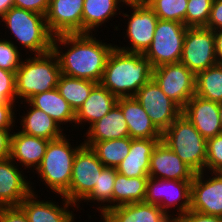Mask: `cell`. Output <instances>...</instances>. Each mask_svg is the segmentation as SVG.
<instances>
[{"label": "cell", "mask_w": 222, "mask_h": 222, "mask_svg": "<svg viewBox=\"0 0 222 222\" xmlns=\"http://www.w3.org/2000/svg\"><path fill=\"white\" fill-rule=\"evenodd\" d=\"M126 2L127 0H84L82 34L92 33L96 27L102 26L108 19L117 15L120 6H123Z\"/></svg>", "instance_id": "83f0119b"}, {"label": "cell", "mask_w": 222, "mask_h": 222, "mask_svg": "<svg viewBox=\"0 0 222 222\" xmlns=\"http://www.w3.org/2000/svg\"><path fill=\"white\" fill-rule=\"evenodd\" d=\"M14 102L0 103V129H12L16 116ZM15 117V118H14Z\"/></svg>", "instance_id": "60d3db41"}, {"label": "cell", "mask_w": 222, "mask_h": 222, "mask_svg": "<svg viewBox=\"0 0 222 222\" xmlns=\"http://www.w3.org/2000/svg\"><path fill=\"white\" fill-rule=\"evenodd\" d=\"M148 178H128L117 172L113 190V208L125 204L144 202Z\"/></svg>", "instance_id": "f1b7e54d"}, {"label": "cell", "mask_w": 222, "mask_h": 222, "mask_svg": "<svg viewBox=\"0 0 222 222\" xmlns=\"http://www.w3.org/2000/svg\"><path fill=\"white\" fill-rule=\"evenodd\" d=\"M155 127L163 133L182 113V109L151 79L134 95Z\"/></svg>", "instance_id": "4fadbf2b"}, {"label": "cell", "mask_w": 222, "mask_h": 222, "mask_svg": "<svg viewBox=\"0 0 222 222\" xmlns=\"http://www.w3.org/2000/svg\"><path fill=\"white\" fill-rule=\"evenodd\" d=\"M131 138L112 139L93 143L90 148L95 152L99 161L110 168H117L130 151Z\"/></svg>", "instance_id": "4dcf8cb0"}, {"label": "cell", "mask_w": 222, "mask_h": 222, "mask_svg": "<svg viewBox=\"0 0 222 222\" xmlns=\"http://www.w3.org/2000/svg\"><path fill=\"white\" fill-rule=\"evenodd\" d=\"M17 167L10 157L0 160V207L19 206L34 189Z\"/></svg>", "instance_id": "e0dca14e"}, {"label": "cell", "mask_w": 222, "mask_h": 222, "mask_svg": "<svg viewBox=\"0 0 222 222\" xmlns=\"http://www.w3.org/2000/svg\"><path fill=\"white\" fill-rule=\"evenodd\" d=\"M195 174L167 145L157 143L150 157L149 177L192 181Z\"/></svg>", "instance_id": "2e32d148"}, {"label": "cell", "mask_w": 222, "mask_h": 222, "mask_svg": "<svg viewBox=\"0 0 222 222\" xmlns=\"http://www.w3.org/2000/svg\"><path fill=\"white\" fill-rule=\"evenodd\" d=\"M205 27L212 31L222 29V0H213L209 20Z\"/></svg>", "instance_id": "7bdbcfd3"}, {"label": "cell", "mask_w": 222, "mask_h": 222, "mask_svg": "<svg viewBox=\"0 0 222 222\" xmlns=\"http://www.w3.org/2000/svg\"><path fill=\"white\" fill-rule=\"evenodd\" d=\"M191 182L149 177L144 202L157 205L170 217L168 210L172 207H177L176 216L184 214L190 210Z\"/></svg>", "instance_id": "9c48e42d"}, {"label": "cell", "mask_w": 222, "mask_h": 222, "mask_svg": "<svg viewBox=\"0 0 222 222\" xmlns=\"http://www.w3.org/2000/svg\"><path fill=\"white\" fill-rule=\"evenodd\" d=\"M36 195L33 190L19 205L26 214L29 222H75L74 213L69 208L71 206L74 208L76 205L68 201L65 197L61 196L62 199L64 198V202L62 201L63 206H59L57 205L58 202H52L51 200L39 201Z\"/></svg>", "instance_id": "d6986e66"}, {"label": "cell", "mask_w": 222, "mask_h": 222, "mask_svg": "<svg viewBox=\"0 0 222 222\" xmlns=\"http://www.w3.org/2000/svg\"><path fill=\"white\" fill-rule=\"evenodd\" d=\"M14 6L45 15L48 12L50 0H13Z\"/></svg>", "instance_id": "f35d334b"}, {"label": "cell", "mask_w": 222, "mask_h": 222, "mask_svg": "<svg viewBox=\"0 0 222 222\" xmlns=\"http://www.w3.org/2000/svg\"><path fill=\"white\" fill-rule=\"evenodd\" d=\"M20 54L17 45L13 41L0 38V68L16 71L23 59Z\"/></svg>", "instance_id": "d590c367"}, {"label": "cell", "mask_w": 222, "mask_h": 222, "mask_svg": "<svg viewBox=\"0 0 222 222\" xmlns=\"http://www.w3.org/2000/svg\"><path fill=\"white\" fill-rule=\"evenodd\" d=\"M186 30L187 27L178 21L158 20L153 40L143 53L153 69L180 62Z\"/></svg>", "instance_id": "52a82bcc"}, {"label": "cell", "mask_w": 222, "mask_h": 222, "mask_svg": "<svg viewBox=\"0 0 222 222\" xmlns=\"http://www.w3.org/2000/svg\"><path fill=\"white\" fill-rule=\"evenodd\" d=\"M158 19L178 21L185 25L188 0H144Z\"/></svg>", "instance_id": "836d02e7"}, {"label": "cell", "mask_w": 222, "mask_h": 222, "mask_svg": "<svg viewBox=\"0 0 222 222\" xmlns=\"http://www.w3.org/2000/svg\"><path fill=\"white\" fill-rule=\"evenodd\" d=\"M204 173H196L191 182L190 210L222 217V172H210L213 177L206 179Z\"/></svg>", "instance_id": "5bb4252c"}, {"label": "cell", "mask_w": 222, "mask_h": 222, "mask_svg": "<svg viewBox=\"0 0 222 222\" xmlns=\"http://www.w3.org/2000/svg\"><path fill=\"white\" fill-rule=\"evenodd\" d=\"M195 173L205 171L207 140L182 113L162 133V140Z\"/></svg>", "instance_id": "277c9868"}, {"label": "cell", "mask_w": 222, "mask_h": 222, "mask_svg": "<svg viewBox=\"0 0 222 222\" xmlns=\"http://www.w3.org/2000/svg\"><path fill=\"white\" fill-rule=\"evenodd\" d=\"M173 222H222V217L204 215L192 210L173 217Z\"/></svg>", "instance_id": "b9f144b4"}, {"label": "cell", "mask_w": 222, "mask_h": 222, "mask_svg": "<svg viewBox=\"0 0 222 222\" xmlns=\"http://www.w3.org/2000/svg\"><path fill=\"white\" fill-rule=\"evenodd\" d=\"M180 62L194 75L216 65L214 31L206 27H187Z\"/></svg>", "instance_id": "30bf717a"}, {"label": "cell", "mask_w": 222, "mask_h": 222, "mask_svg": "<svg viewBox=\"0 0 222 222\" xmlns=\"http://www.w3.org/2000/svg\"><path fill=\"white\" fill-rule=\"evenodd\" d=\"M116 175H117L116 168L105 167L102 170L101 175L99 176V179L97 181V184L94 186L93 190L83 199L85 200L84 202L92 201V202L101 203L100 207L96 208L97 210H99L98 212L101 211V216L107 210L113 208V190H114ZM105 202L107 203L104 204Z\"/></svg>", "instance_id": "d6a6232c"}, {"label": "cell", "mask_w": 222, "mask_h": 222, "mask_svg": "<svg viewBox=\"0 0 222 222\" xmlns=\"http://www.w3.org/2000/svg\"><path fill=\"white\" fill-rule=\"evenodd\" d=\"M28 102L35 108L44 111L60 126L63 123H75V112L70 104L60 95L57 88L38 93Z\"/></svg>", "instance_id": "4316f807"}, {"label": "cell", "mask_w": 222, "mask_h": 222, "mask_svg": "<svg viewBox=\"0 0 222 222\" xmlns=\"http://www.w3.org/2000/svg\"><path fill=\"white\" fill-rule=\"evenodd\" d=\"M15 72L0 68V103L17 101Z\"/></svg>", "instance_id": "74e56055"}, {"label": "cell", "mask_w": 222, "mask_h": 222, "mask_svg": "<svg viewBox=\"0 0 222 222\" xmlns=\"http://www.w3.org/2000/svg\"><path fill=\"white\" fill-rule=\"evenodd\" d=\"M222 172V134L207 140L205 171Z\"/></svg>", "instance_id": "8d00e7d4"}, {"label": "cell", "mask_w": 222, "mask_h": 222, "mask_svg": "<svg viewBox=\"0 0 222 222\" xmlns=\"http://www.w3.org/2000/svg\"><path fill=\"white\" fill-rule=\"evenodd\" d=\"M49 140L31 136L21 131L11 135L10 158L26 168H36L40 165Z\"/></svg>", "instance_id": "7402d4cb"}, {"label": "cell", "mask_w": 222, "mask_h": 222, "mask_svg": "<svg viewBox=\"0 0 222 222\" xmlns=\"http://www.w3.org/2000/svg\"><path fill=\"white\" fill-rule=\"evenodd\" d=\"M195 95L213 102H222L221 65L216 64L196 75Z\"/></svg>", "instance_id": "1f68e13d"}, {"label": "cell", "mask_w": 222, "mask_h": 222, "mask_svg": "<svg viewBox=\"0 0 222 222\" xmlns=\"http://www.w3.org/2000/svg\"><path fill=\"white\" fill-rule=\"evenodd\" d=\"M86 131L87 139L83 144L89 147L95 142L129 137L127 122L118 104Z\"/></svg>", "instance_id": "cb8c5ba5"}, {"label": "cell", "mask_w": 222, "mask_h": 222, "mask_svg": "<svg viewBox=\"0 0 222 222\" xmlns=\"http://www.w3.org/2000/svg\"><path fill=\"white\" fill-rule=\"evenodd\" d=\"M0 19L12 32L20 45L35 54L52 50L53 35L50 33L45 15L13 6ZM19 40V41H18Z\"/></svg>", "instance_id": "8992f818"}, {"label": "cell", "mask_w": 222, "mask_h": 222, "mask_svg": "<svg viewBox=\"0 0 222 222\" xmlns=\"http://www.w3.org/2000/svg\"><path fill=\"white\" fill-rule=\"evenodd\" d=\"M117 104L125 117L131 139H162V133L135 97H120Z\"/></svg>", "instance_id": "ffe728a7"}, {"label": "cell", "mask_w": 222, "mask_h": 222, "mask_svg": "<svg viewBox=\"0 0 222 222\" xmlns=\"http://www.w3.org/2000/svg\"><path fill=\"white\" fill-rule=\"evenodd\" d=\"M162 139H132L130 151L116 168L128 178L149 177L150 157L153 149Z\"/></svg>", "instance_id": "603a6c76"}, {"label": "cell", "mask_w": 222, "mask_h": 222, "mask_svg": "<svg viewBox=\"0 0 222 222\" xmlns=\"http://www.w3.org/2000/svg\"><path fill=\"white\" fill-rule=\"evenodd\" d=\"M118 98L110 93L104 86L97 83L91 90L89 97L75 113V125L80 126L87 122L89 127L104 117L115 104ZM83 122V123H82Z\"/></svg>", "instance_id": "d4e9b609"}, {"label": "cell", "mask_w": 222, "mask_h": 222, "mask_svg": "<svg viewBox=\"0 0 222 222\" xmlns=\"http://www.w3.org/2000/svg\"><path fill=\"white\" fill-rule=\"evenodd\" d=\"M153 68L143 53H133L116 47L110 53L99 82L117 98L134 97L152 79Z\"/></svg>", "instance_id": "7a4b0ae2"}, {"label": "cell", "mask_w": 222, "mask_h": 222, "mask_svg": "<svg viewBox=\"0 0 222 222\" xmlns=\"http://www.w3.org/2000/svg\"><path fill=\"white\" fill-rule=\"evenodd\" d=\"M219 119H220V124L222 128V102L219 103Z\"/></svg>", "instance_id": "7dc6e473"}, {"label": "cell", "mask_w": 222, "mask_h": 222, "mask_svg": "<svg viewBox=\"0 0 222 222\" xmlns=\"http://www.w3.org/2000/svg\"><path fill=\"white\" fill-rule=\"evenodd\" d=\"M11 130L13 129H0V160L10 157Z\"/></svg>", "instance_id": "ee69618b"}, {"label": "cell", "mask_w": 222, "mask_h": 222, "mask_svg": "<svg viewBox=\"0 0 222 222\" xmlns=\"http://www.w3.org/2000/svg\"><path fill=\"white\" fill-rule=\"evenodd\" d=\"M13 6V0H0V18Z\"/></svg>", "instance_id": "bcb514c9"}, {"label": "cell", "mask_w": 222, "mask_h": 222, "mask_svg": "<svg viewBox=\"0 0 222 222\" xmlns=\"http://www.w3.org/2000/svg\"><path fill=\"white\" fill-rule=\"evenodd\" d=\"M92 34H63L53 37L52 51L58 58L62 74L96 83L101 81L108 57L115 45L105 44ZM61 45H68L69 49L63 53Z\"/></svg>", "instance_id": "6da1fadb"}, {"label": "cell", "mask_w": 222, "mask_h": 222, "mask_svg": "<svg viewBox=\"0 0 222 222\" xmlns=\"http://www.w3.org/2000/svg\"><path fill=\"white\" fill-rule=\"evenodd\" d=\"M104 168L95 152L83 144L78 149L73 162L69 189L62 196L75 204L78 209L77 202L83 201L93 190Z\"/></svg>", "instance_id": "ba28073f"}, {"label": "cell", "mask_w": 222, "mask_h": 222, "mask_svg": "<svg viewBox=\"0 0 222 222\" xmlns=\"http://www.w3.org/2000/svg\"><path fill=\"white\" fill-rule=\"evenodd\" d=\"M28 112L21 117L22 131L25 134L40 137L46 140H55L62 137L63 130L61 126L53 120L44 111L33 107L28 101Z\"/></svg>", "instance_id": "484cf974"}, {"label": "cell", "mask_w": 222, "mask_h": 222, "mask_svg": "<svg viewBox=\"0 0 222 222\" xmlns=\"http://www.w3.org/2000/svg\"><path fill=\"white\" fill-rule=\"evenodd\" d=\"M214 45L217 64L222 66V29L214 31Z\"/></svg>", "instance_id": "f6af8a7d"}, {"label": "cell", "mask_w": 222, "mask_h": 222, "mask_svg": "<svg viewBox=\"0 0 222 222\" xmlns=\"http://www.w3.org/2000/svg\"><path fill=\"white\" fill-rule=\"evenodd\" d=\"M152 79L181 109L195 95L196 75L181 62L154 68Z\"/></svg>", "instance_id": "7c38bea8"}, {"label": "cell", "mask_w": 222, "mask_h": 222, "mask_svg": "<svg viewBox=\"0 0 222 222\" xmlns=\"http://www.w3.org/2000/svg\"><path fill=\"white\" fill-rule=\"evenodd\" d=\"M213 0H188L186 27H205L209 20Z\"/></svg>", "instance_id": "e575fe53"}, {"label": "cell", "mask_w": 222, "mask_h": 222, "mask_svg": "<svg viewBox=\"0 0 222 222\" xmlns=\"http://www.w3.org/2000/svg\"><path fill=\"white\" fill-rule=\"evenodd\" d=\"M125 5H130L129 7L133 9L131 15L122 13V16L128 17L125 37H128L131 43L127 47H121V45L120 47L115 45V47L126 52L144 53L153 40L159 19L144 0L127 1Z\"/></svg>", "instance_id": "8fae6325"}, {"label": "cell", "mask_w": 222, "mask_h": 222, "mask_svg": "<svg viewBox=\"0 0 222 222\" xmlns=\"http://www.w3.org/2000/svg\"><path fill=\"white\" fill-rule=\"evenodd\" d=\"M182 114L206 140L222 134L219 103L194 95L182 109Z\"/></svg>", "instance_id": "ac0fdd59"}, {"label": "cell", "mask_w": 222, "mask_h": 222, "mask_svg": "<svg viewBox=\"0 0 222 222\" xmlns=\"http://www.w3.org/2000/svg\"><path fill=\"white\" fill-rule=\"evenodd\" d=\"M34 57L22 59L15 72L16 95L20 104L38 93L57 87L61 74L58 58L51 50L44 54H32Z\"/></svg>", "instance_id": "3957f363"}, {"label": "cell", "mask_w": 222, "mask_h": 222, "mask_svg": "<svg viewBox=\"0 0 222 222\" xmlns=\"http://www.w3.org/2000/svg\"><path fill=\"white\" fill-rule=\"evenodd\" d=\"M83 145L72 147L66 135L50 140L45 155L36 168V173L60 197L69 189L72 175L73 162L78 149Z\"/></svg>", "instance_id": "5b68a950"}, {"label": "cell", "mask_w": 222, "mask_h": 222, "mask_svg": "<svg viewBox=\"0 0 222 222\" xmlns=\"http://www.w3.org/2000/svg\"><path fill=\"white\" fill-rule=\"evenodd\" d=\"M101 217L103 222H173V216L147 202L120 205L107 210Z\"/></svg>", "instance_id": "44dd1931"}, {"label": "cell", "mask_w": 222, "mask_h": 222, "mask_svg": "<svg viewBox=\"0 0 222 222\" xmlns=\"http://www.w3.org/2000/svg\"><path fill=\"white\" fill-rule=\"evenodd\" d=\"M96 84L91 80L70 77L61 73L56 88L76 113Z\"/></svg>", "instance_id": "f546056e"}, {"label": "cell", "mask_w": 222, "mask_h": 222, "mask_svg": "<svg viewBox=\"0 0 222 222\" xmlns=\"http://www.w3.org/2000/svg\"><path fill=\"white\" fill-rule=\"evenodd\" d=\"M0 222H29L19 206L0 207Z\"/></svg>", "instance_id": "ab89813d"}, {"label": "cell", "mask_w": 222, "mask_h": 222, "mask_svg": "<svg viewBox=\"0 0 222 222\" xmlns=\"http://www.w3.org/2000/svg\"><path fill=\"white\" fill-rule=\"evenodd\" d=\"M84 0H50L46 23L53 36L82 34Z\"/></svg>", "instance_id": "9a60e30c"}]
</instances>
